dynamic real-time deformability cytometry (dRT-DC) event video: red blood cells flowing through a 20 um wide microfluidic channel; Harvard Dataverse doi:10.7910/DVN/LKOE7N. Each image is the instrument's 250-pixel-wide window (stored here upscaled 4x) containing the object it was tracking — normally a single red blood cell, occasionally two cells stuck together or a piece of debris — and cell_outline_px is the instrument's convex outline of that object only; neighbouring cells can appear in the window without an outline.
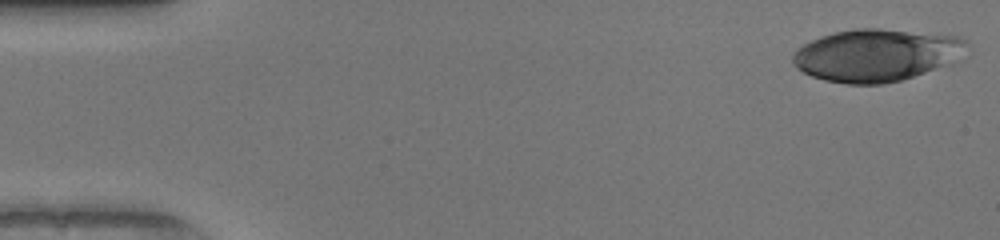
{"species": "human", "species_latin": "Homo sapiens", "temperature_condition": "warm", "stored_images_in_passage": 50, "camera_frame_rate_fps": 3000, "um_per_image_px": 0.085, "donor": {"sex": "female"}, "frame": {"image": 1, "passage_image": 1, "time_ms": 0.0, "image_size_px": [1000, 240], "cell_outline_px": [[968, 56], [952, 64], [900, 80], [884, 84], [848, 84], [824, 80], [812, 76], [796, 68], [792, 64], [792, 52], [796, 48], [820, 36], [832, 32], [856, 28], [880, 28], [960, 36], [968, 40]], "centroid_in_image_um": [74.56, 4.68], "position_along_channel_um": 10.4, "area_um2": 54.1}}
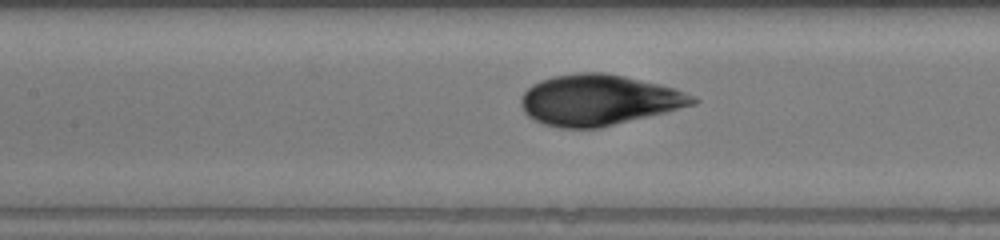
{"frame": {"image": 2, "passage_image": 22, "time_ms": 7.0, "image_size_px": [1000, 240], "cell_outline_px": [[700, 100], [696, 104], [664, 112], [596, 128], [564, 128], [544, 124], [528, 116], [524, 112], [520, 104], [520, 100], [524, 92], [532, 84], [540, 80], [552, 76], [580, 72], [604, 72], [624, 76], [660, 84], [676, 88], [696, 96]], "centroid_in_image_um": [50.89, 8.48], "position_along_channel_um": 156.5, "area_um2": 50.58}}
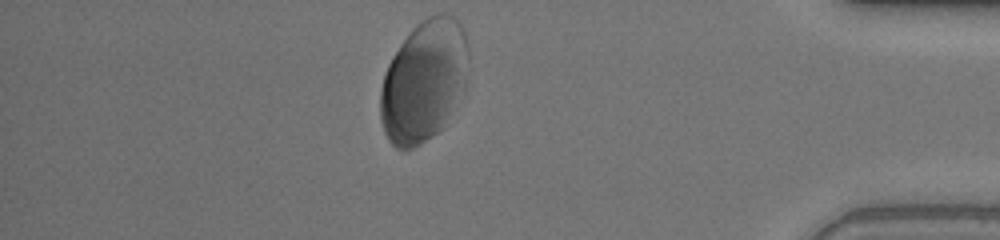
{"frame": {"image": 3, "passage_image": 43, "time_ms": 14.0, "image_size_px": [1000, 240], "cell_outline_px": [[468, 60], [464, 92], [444, 128], [432, 136], [412, 148], [396, 148], [388, 140], [384, 132], [380, 120], [380, 92], [384, 76], [388, 64], [392, 56], [400, 44], [412, 28], [416, 24], [428, 16], [436, 12], [448, 12], [460, 24], [464, 32], [468, 44]], "centroid_in_image_um": [36.05, 6.88], "position_along_channel_um": 399.2, "area_um2": 63.06}}